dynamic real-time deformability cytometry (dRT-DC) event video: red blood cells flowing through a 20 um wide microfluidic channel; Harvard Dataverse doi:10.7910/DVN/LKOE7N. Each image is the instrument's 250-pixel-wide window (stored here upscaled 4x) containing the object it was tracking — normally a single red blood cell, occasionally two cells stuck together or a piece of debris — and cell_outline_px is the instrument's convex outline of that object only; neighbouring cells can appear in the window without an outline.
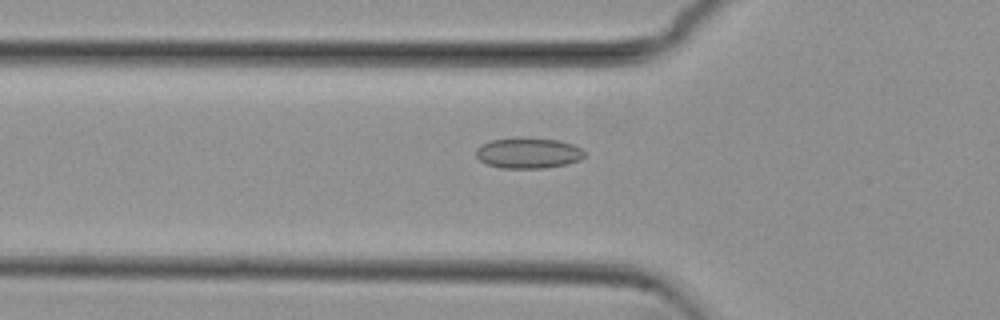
{"species": "common noctule bat (a hibernating species)", "species_latin": "Nyctalus noctula", "temperature_condition": "cold", "stored_images_in_passage": 45, "camera_frame_rate_fps": 3000, "um_per_image_px": 0.085, "animal": {"sex": "female", "body_mass_g": 29.2, "forearm_length_mm": 56.3}, "frame": {"image": 1, "passage_image": 10, "time_ms": 3.0, "image_size_px": [1000, 320], "cell_outline_px": [[584, 156], [580, 160], [568, 164], [544, 168], [500, 168], [488, 164], [480, 160], [476, 156], [476, 148], [480, 144], [492, 140], [560, 140], [572, 144], [580, 148], [584, 152]], "centroid_in_image_um": [44.91, 13.05], "position_along_channel_um": 80.9, "area_um2": 18.73}}
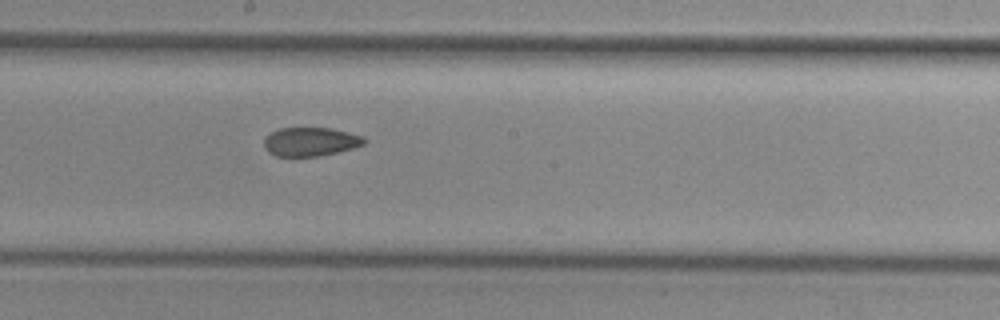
{"frame": {"image": 2, "passage_image": 21, "time_ms": 6.667, "image_size_px": [1000, 320], "cell_outline_px": [[364, 144], [352, 148], [336, 152], [316, 156], [276, 156], [268, 152], [264, 148], [264, 140], [272, 132], [280, 128], [332, 128], [364, 136]], "centroid_in_image_um": [26.38, 12.04], "position_along_channel_um": 221.8, "area_um2": 16.59}}
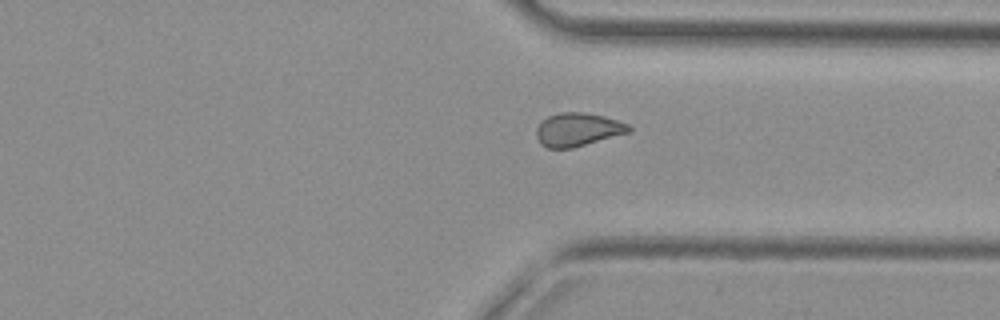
{"frame": {"image": 3, "passage_image": 32, "time_ms": 10.333, "image_size_px": [1000, 320], "cell_outline_px": [[632, 128], [628, 132], [572, 148], [548, 148], [540, 144], [536, 136], [536, 128], [548, 116], [560, 112], [580, 112], [604, 116], [628, 124]], "centroid_in_image_um": [49.08, 11.01], "position_along_channel_um": 362.3, "area_um2": 17.69}, "authors_computed_cell_mechanics": {"area_um2": 18.0914, "velocity_mm_per_s": 3.8253, "shape_relaxation_time_tau1_ms": null, "shape_relaxation_time_tau2_ms": 4.4573, "deformation_change_tau1": null, "deformation_change_tau2": 0.0908}}